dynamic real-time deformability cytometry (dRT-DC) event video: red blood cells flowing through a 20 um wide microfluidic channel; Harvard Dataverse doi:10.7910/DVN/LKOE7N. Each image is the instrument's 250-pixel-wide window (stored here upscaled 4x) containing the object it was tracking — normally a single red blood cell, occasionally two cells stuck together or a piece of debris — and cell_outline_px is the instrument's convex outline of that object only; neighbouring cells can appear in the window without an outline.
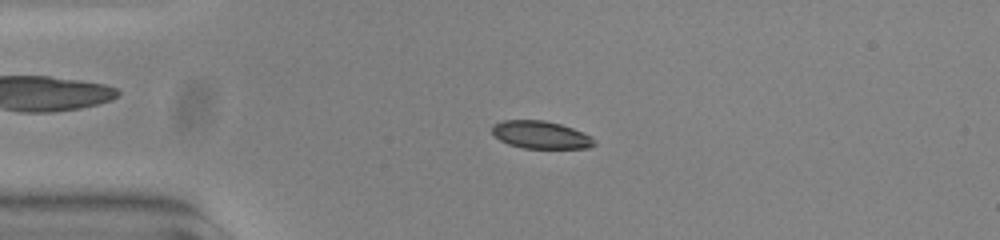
{"species": "common noctule bat (a hibernating species)", "species_latin": "Nyctalus noctula", "temperature_condition": "warm", "stored_images_in_passage": 49, "camera_frame_rate_fps": 3000, "um_per_image_px": 0.085, "animal": {"sex": "female", "body_mass_g": 23.0, "forearm_length_mm": 53.4}, "frame": {"image": 1, "passage_image": 8, "time_ms": 2.333, "image_size_px": [1000, 240], "cell_outline_px": [[596, 144], [588, 148], [524, 148], [508, 144], [500, 140], [492, 132], [492, 124], [504, 120], [544, 120], [560, 124], [584, 132], [592, 136], [596, 140]], "centroid_in_image_um": [45.99, 11.46], "position_along_channel_um": 39.0, "area_um2": 16.53}}
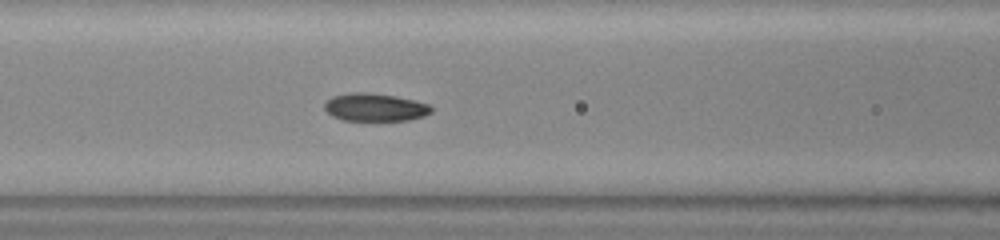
{"frame": {"image": 2, "passage_image": 18, "time_ms": 5.667, "image_size_px": [1000, 240], "cell_outline_px": [[432, 112], [424, 116], [408, 120], [344, 120], [332, 116], [324, 108], [324, 104], [332, 96], [352, 92], [368, 92], [396, 96], [416, 100], [428, 104], [432, 108]], "centroid_in_image_um": [31.89, 9.11], "position_along_channel_um": 134.7, "area_um2": 17.34}}
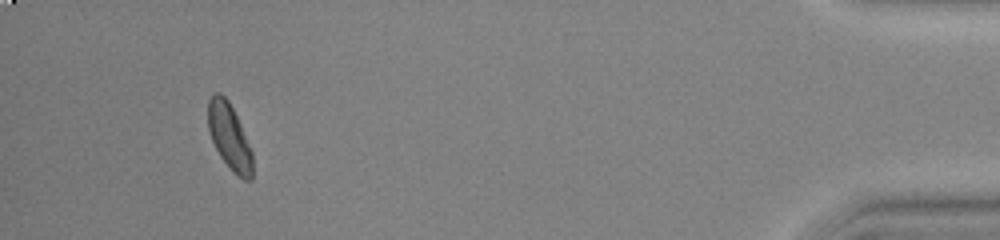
{"frame": {"image": 3, "passage_image": 46, "time_ms": 15.0, "image_size_px": [1000, 240], "cell_outline_px": [[252, 180], [244, 180], [232, 172], [220, 156], [212, 140], [208, 128], [208, 100], [212, 92], [220, 92], [228, 100], [240, 124], [252, 152]], "centroid_in_image_um": [19.48, 11.61], "position_along_channel_um": 415.7, "area_um2": 16.99}, "authors_computed_cell_mechanics": {"area_um2": 17.1666, "velocity_mm_per_s": 3.7717, "shape_relaxation_time_tau1_ms": 2.6373, "shape_relaxation_time_tau2_ms": 2.292, "deformation_change_tau1": 0.1285, "deformation_change_tau2": 0.0619}}